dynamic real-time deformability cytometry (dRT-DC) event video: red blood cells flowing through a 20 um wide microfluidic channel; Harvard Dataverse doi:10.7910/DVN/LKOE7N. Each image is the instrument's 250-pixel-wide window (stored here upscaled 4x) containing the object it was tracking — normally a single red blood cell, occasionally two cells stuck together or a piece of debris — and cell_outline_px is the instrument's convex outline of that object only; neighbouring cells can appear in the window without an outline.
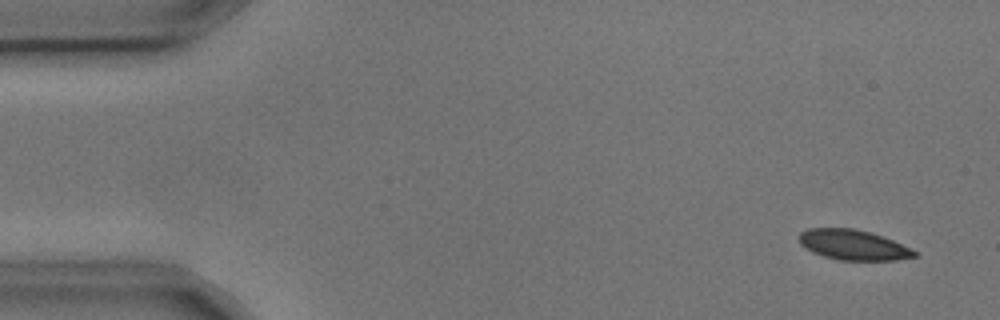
{"species": "common noctule bat (a hibernating species)", "species_latin": "Nyctalus noctula", "temperature_condition": "cold", "stored_images_in_passage": 4, "camera_frame_rate_fps": 3000, "um_per_image_px": 0.085, "animal": {"sex": "male", "body_mass_g": 17.9, "forearm_length_mm": 54.2}, "frame": {"image": 1, "passage_image": 1, "time_ms": 0.0, "image_size_px": [1000, 320], "cell_outline_px": [[916, 256], [896, 260], [840, 260], [824, 256], [812, 252], [800, 244], [800, 232], [808, 228], [856, 228], [872, 232], [892, 240], [916, 252]], "centroid_in_image_um": [72.49, 20.8], "position_along_channel_um": 12.5, "area_um2": 20.11}}
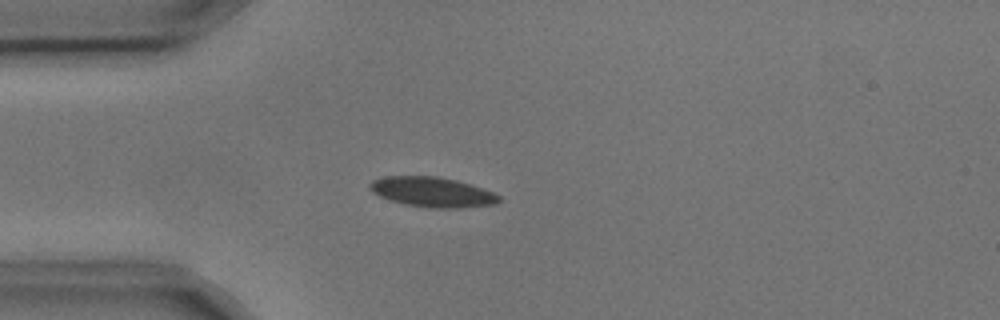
{"frame": {"image": 2, "passage_image": 4, "time_ms": 1.0, "image_size_px": [1000, 320], "cell_outline_px": [[500, 200], [496, 204], [460, 208], [428, 208], [404, 204], [388, 200], [372, 192], [368, 188], [368, 184], [372, 180], [384, 176], [436, 176], [456, 180], [492, 192], [500, 196]], "centroid_in_image_um": [36.69, 16.33], "position_along_channel_um": 48.3, "area_um2": 22.6}}